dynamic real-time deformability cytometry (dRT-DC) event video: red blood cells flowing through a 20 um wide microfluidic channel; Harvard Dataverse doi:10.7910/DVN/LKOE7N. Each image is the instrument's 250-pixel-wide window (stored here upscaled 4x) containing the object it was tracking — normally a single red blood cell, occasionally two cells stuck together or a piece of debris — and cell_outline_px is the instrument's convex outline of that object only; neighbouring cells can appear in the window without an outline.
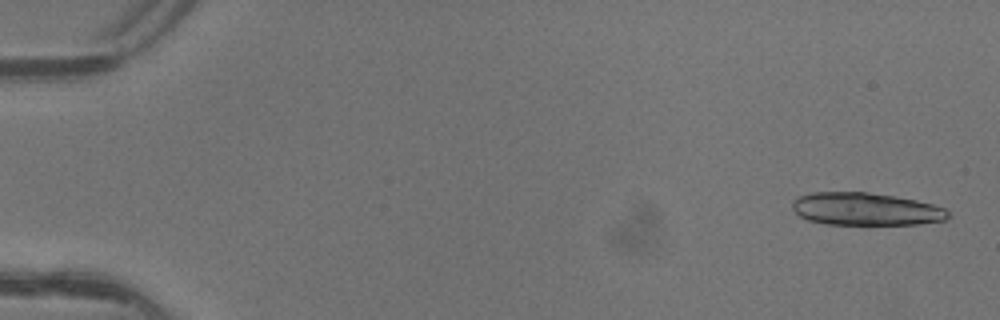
{"species": "common noctule bat (a hibernating species)", "species_latin": "Nyctalus noctula", "temperature_condition": "warm", "stored_images_in_passage": 3, "camera_frame_rate_fps": 3000, "um_per_image_px": 0.085, "animal": {"sex": "female"}, "frame": {"image": 1, "passage_image": 3, "time_ms": 0.667, "image_size_px": [1000, 320], "cell_outline_px": [[948, 216], [944, 220], [920, 224], [868, 228], [864, 228], [824, 224], [808, 220], [800, 216], [792, 208], [792, 200], [796, 196], [812, 192], [868, 192], [916, 200], [932, 204], [944, 208], [948, 212]], "centroid_in_image_um": [73.55, 17.83], "position_along_channel_um": 11.5, "area_um2": 31.04}}